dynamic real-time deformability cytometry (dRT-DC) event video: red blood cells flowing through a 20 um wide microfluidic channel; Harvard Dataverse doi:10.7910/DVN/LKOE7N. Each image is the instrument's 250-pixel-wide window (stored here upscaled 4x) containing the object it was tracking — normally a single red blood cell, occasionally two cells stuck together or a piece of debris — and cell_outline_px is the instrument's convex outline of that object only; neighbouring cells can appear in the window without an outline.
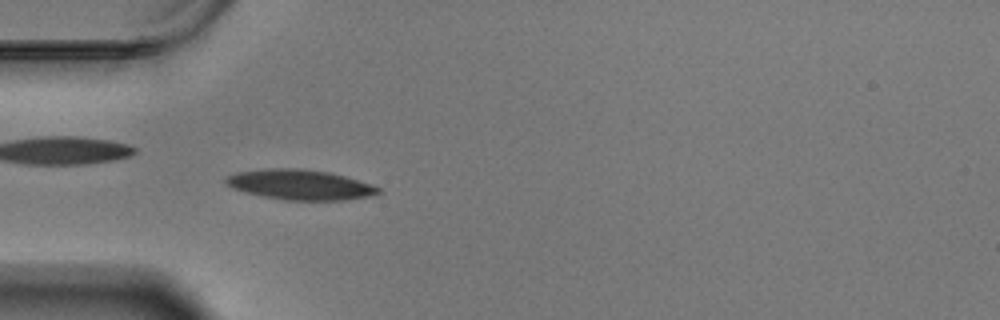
{"species": "Egyptian fruit bat (a non-hibernating species)", "species_latin": "Rousettus aegyptiacus", "temperature_condition": "warm", "stored_images_in_passage": 58, "camera_frame_rate_fps": 3000, "um_per_image_px": 0.085, "animal": {"sex": "male"}, "frame": {"image": 1, "passage_image": 17, "time_ms": 5.333, "image_size_px": [1000, 320], "cell_outline_px": [[380, 192], [368, 196], [344, 200], [284, 200], [244, 192], [232, 188], [224, 180], [224, 176], [236, 172], [268, 168], [300, 168], [328, 172], [344, 176], [372, 184], [380, 188]], "centroid_in_image_um": [25.46, 15.69], "position_along_channel_um": 59.5, "area_um2": 26.7}}
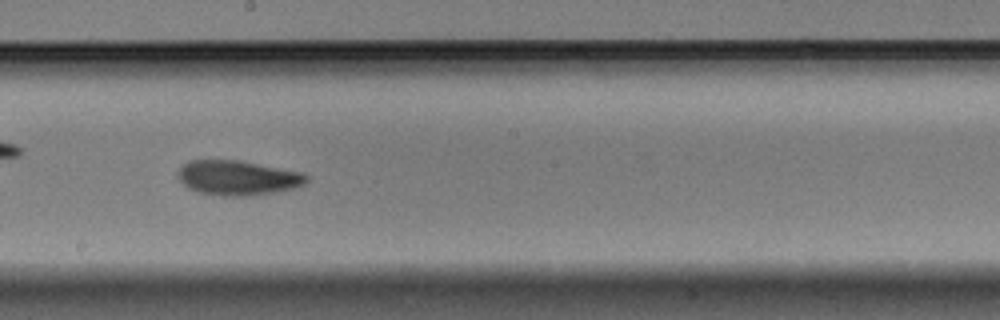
{"frame": {"image": 2, "passage_image": 32, "time_ms": 10.333, "image_size_px": [1000, 320], "cell_outline_px": [[308, 184], [296, 188], [276, 192], [252, 196], [224, 196], [196, 192], [188, 188], [176, 176], [176, 172], [188, 160], [236, 160], [304, 172], [308, 176]], "centroid_in_image_um": [20.24, 15.12], "position_along_channel_um": 228.0, "area_um2": 26.41}}
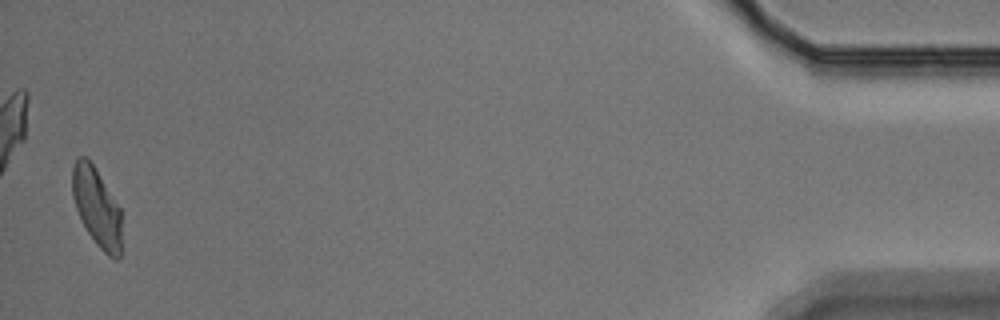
{"frame": {"image": 3, "passage_image": 57, "time_ms": 18.667, "image_size_px": [1000, 320], "cell_outline_px": [[120, 256], [116, 260], [108, 256], [96, 244], [88, 232], [76, 208], [72, 196], [72, 168], [76, 160], [80, 156], [84, 156], [96, 168], [120, 208]], "centroid_in_image_um": [8.21, 17.6], "position_along_channel_um": 427.0, "area_um2": 22.25}, "authors_computed_cell_mechanics": {"area_um2": 24.5939, "velocity_mm_per_s": 3.4265, "shape_relaxation_time_tau1_ms": 4.0007, "shape_relaxation_time_tau2_ms": 5.3232, "deformation_change_tau1": 0.1473, "deformation_change_tau2": 0.1203}}